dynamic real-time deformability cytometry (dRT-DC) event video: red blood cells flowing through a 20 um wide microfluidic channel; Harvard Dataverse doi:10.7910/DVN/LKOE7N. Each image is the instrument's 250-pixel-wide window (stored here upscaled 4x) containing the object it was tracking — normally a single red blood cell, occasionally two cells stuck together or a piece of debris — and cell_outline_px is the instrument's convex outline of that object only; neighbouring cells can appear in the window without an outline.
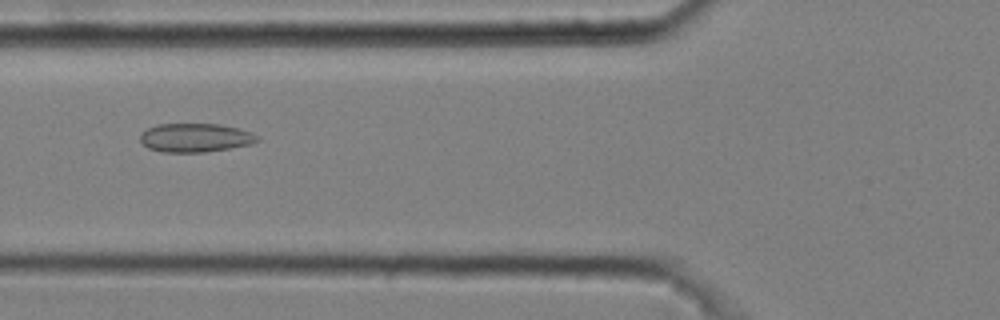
{"species": "common noctule bat (a hibernating species)", "species_latin": "Nyctalus noctula", "temperature_condition": "cold", "stored_images_in_passage": 7, "camera_frame_rate_fps": 3000, "um_per_image_px": 0.085, "animal": {"sex": "male", "body_mass_g": 20.4}, "frame": {"image": 1, "passage_image": 5, "time_ms": 1.333, "image_size_px": [1000, 320], "cell_outline_px": [[260, 140], [252, 144], [204, 152], [164, 152], [148, 148], [140, 140], [140, 132], [156, 124], [220, 124], [252, 132]], "centroid_in_image_um": [16.58, 11.7], "position_along_channel_um": 109.2, "area_um2": 19.54}}
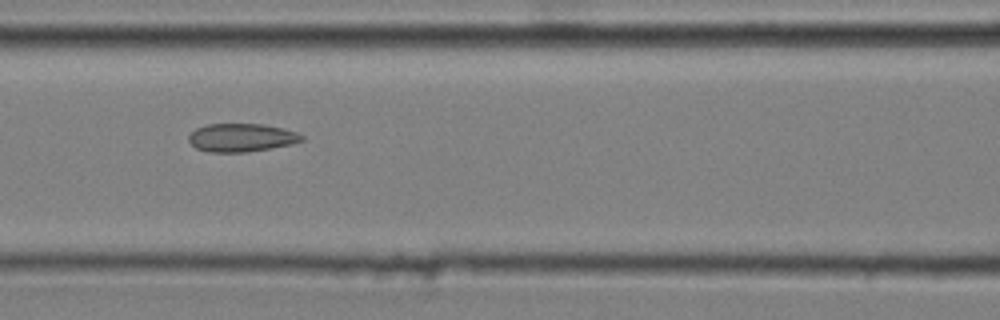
{"frame": {"image": 2, "passage_image": 6, "time_ms": 1.667, "image_size_px": [1000, 320], "cell_outline_px": [[304, 140], [292, 144], [248, 152], [208, 152], [196, 148], [188, 140], [188, 136], [196, 128], [208, 124], [260, 124], [284, 128], [296, 132], [304, 136]], "centroid_in_image_um": [20.53, 11.7], "position_along_channel_um": 146.1, "area_um2": 18.61}}
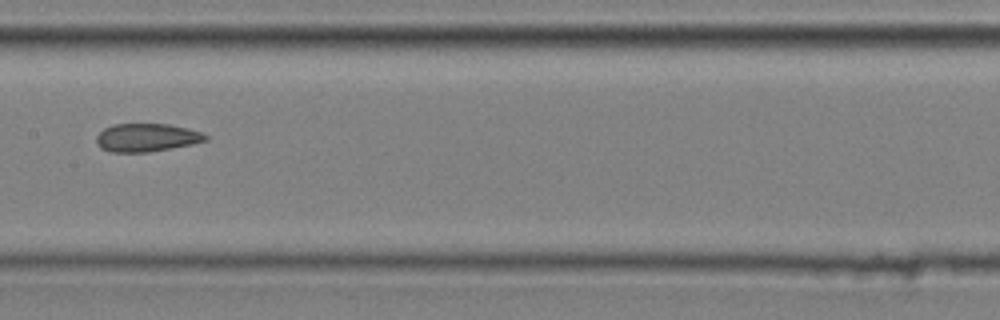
{"frame": {"image": 3, "passage_image": 7, "time_ms": 2.0, "image_size_px": [1000, 320], "cell_outline_px": [[208, 140], [192, 144], [148, 152], [112, 152], [100, 148], [96, 144], [96, 136], [104, 128], [112, 124], [168, 124], [188, 128], [200, 132], [208, 136]], "centroid_in_image_um": [12.44, 11.69], "position_along_channel_um": 195.0, "area_um2": 17.92}}